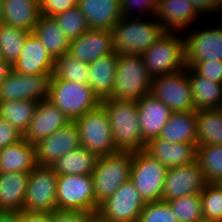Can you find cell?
Here are the masks:
<instances>
[{
    "mask_svg": "<svg viewBox=\"0 0 222 222\" xmlns=\"http://www.w3.org/2000/svg\"><path fill=\"white\" fill-rule=\"evenodd\" d=\"M52 74H20L12 70L0 84V102L46 100Z\"/></svg>",
    "mask_w": 222,
    "mask_h": 222,
    "instance_id": "obj_12",
    "label": "cell"
},
{
    "mask_svg": "<svg viewBox=\"0 0 222 222\" xmlns=\"http://www.w3.org/2000/svg\"><path fill=\"white\" fill-rule=\"evenodd\" d=\"M51 213H39V212H20L21 222H50Z\"/></svg>",
    "mask_w": 222,
    "mask_h": 222,
    "instance_id": "obj_47",
    "label": "cell"
},
{
    "mask_svg": "<svg viewBox=\"0 0 222 222\" xmlns=\"http://www.w3.org/2000/svg\"><path fill=\"white\" fill-rule=\"evenodd\" d=\"M0 222H21L20 213H0Z\"/></svg>",
    "mask_w": 222,
    "mask_h": 222,
    "instance_id": "obj_49",
    "label": "cell"
},
{
    "mask_svg": "<svg viewBox=\"0 0 222 222\" xmlns=\"http://www.w3.org/2000/svg\"><path fill=\"white\" fill-rule=\"evenodd\" d=\"M24 138L8 121L0 118V149L14 144Z\"/></svg>",
    "mask_w": 222,
    "mask_h": 222,
    "instance_id": "obj_44",
    "label": "cell"
},
{
    "mask_svg": "<svg viewBox=\"0 0 222 222\" xmlns=\"http://www.w3.org/2000/svg\"><path fill=\"white\" fill-rule=\"evenodd\" d=\"M190 68L210 81L222 83V61L220 60L195 62Z\"/></svg>",
    "mask_w": 222,
    "mask_h": 222,
    "instance_id": "obj_42",
    "label": "cell"
},
{
    "mask_svg": "<svg viewBox=\"0 0 222 222\" xmlns=\"http://www.w3.org/2000/svg\"><path fill=\"white\" fill-rule=\"evenodd\" d=\"M212 28H190L184 35L185 64L191 67L195 62L222 61V22Z\"/></svg>",
    "mask_w": 222,
    "mask_h": 222,
    "instance_id": "obj_14",
    "label": "cell"
},
{
    "mask_svg": "<svg viewBox=\"0 0 222 222\" xmlns=\"http://www.w3.org/2000/svg\"><path fill=\"white\" fill-rule=\"evenodd\" d=\"M207 183L196 161L168 168L162 201L167 202L183 196L200 194Z\"/></svg>",
    "mask_w": 222,
    "mask_h": 222,
    "instance_id": "obj_15",
    "label": "cell"
},
{
    "mask_svg": "<svg viewBox=\"0 0 222 222\" xmlns=\"http://www.w3.org/2000/svg\"><path fill=\"white\" fill-rule=\"evenodd\" d=\"M194 110L222 108V83L210 81L188 67Z\"/></svg>",
    "mask_w": 222,
    "mask_h": 222,
    "instance_id": "obj_28",
    "label": "cell"
},
{
    "mask_svg": "<svg viewBox=\"0 0 222 222\" xmlns=\"http://www.w3.org/2000/svg\"><path fill=\"white\" fill-rule=\"evenodd\" d=\"M75 6H77L76 0H39L41 14L48 17H54Z\"/></svg>",
    "mask_w": 222,
    "mask_h": 222,
    "instance_id": "obj_43",
    "label": "cell"
},
{
    "mask_svg": "<svg viewBox=\"0 0 222 222\" xmlns=\"http://www.w3.org/2000/svg\"><path fill=\"white\" fill-rule=\"evenodd\" d=\"M37 103L35 100L0 102V118L8 121L24 135L30 126Z\"/></svg>",
    "mask_w": 222,
    "mask_h": 222,
    "instance_id": "obj_33",
    "label": "cell"
},
{
    "mask_svg": "<svg viewBox=\"0 0 222 222\" xmlns=\"http://www.w3.org/2000/svg\"><path fill=\"white\" fill-rule=\"evenodd\" d=\"M1 7H2V0H0V24L2 23Z\"/></svg>",
    "mask_w": 222,
    "mask_h": 222,
    "instance_id": "obj_52",
    "label": "cell"
},
{
    "mask_svg": "<svg viewBox=\"0 0 222 222\" xmlns=\"http://www.w3.org/2000/svg\"><path fill=\"white\" fill-rule=\"evenodd\" d=\"M97 156L80 146L63 156H61L52 168L58 174L61 175H92L95 169Z\"/></svg>",
    "mask_w": 222,
    "mask_h": 222,
    "instance_id": "obj_31",
    "label": "cell"
},
{
    "mask_svg": "<svg viewBox=\"0 0 222 222\" xmlns=\"http://www.w3.org/2000/svg\"><path fill=\"white\" fill-rule=\"evenodd\" d=\"M94 213L57 210L51 213L50 222H88Z\"/></svg>",
    "mask_w": 222,
    "mask_h": 222,
    "instance_id": "obj_45",
    "label": "cell"
},
{
    "mask_svg": "<svg viewBox=\"0 0 222 222\" xmlns=\"http://www.w3.org/2000/svg\"><path fill=\"white\" fill-rule=\"evenodd\" d=\"M55 59L36 37L30 33L13 70L20 74H53Z\"/></svg>",
    "mask_w": 222,
    "mask_h": 222,
    "instance_id": "obj_21",
    "label": "cell"
},
{
    "mask_svg": "<svg viewBox=\"0 0 222 222\" xmlns=\"http://www.w3.org/2000/svg\"><path fill=\"white\" fill-rule=\"evenodd\" d=\"M146 202L129 180L102 202L97 213L110 222H137Z\"/></svg>",
    "mask_w": 222,
    "mask_h": 222,
    "instance_id": "obj_13",
    "label": "cell"
},
{
    "mask_svg": "<svg viewBox=\"0 0 222 222\" xmlns=\"http://www.w3.org/2000/svg\"><path fill=\"white\" fill-rule=\"evenodd\" d=\"M167 169L144 150L132 152L130 181L146 203L162 201Z\"/></svg>",
    "mask_w": 222,
    "mask_h": 222,
    "instance_id": "obj_8",
    "label": "cell"
},
{
    "mask_svg": "<svg viewBox=\"0 0 222 222\" xmlns=\"http://www.w3.org/2000/svg\"><path fill=\"white\" fill-rule=\"evenodd\" d=\"M152 79L140 55L119 54L114 89L108 99L138 101L150 93Z\"/></svg>",
    "mask_w": 222,
    "mask_h": 222,
    "instance_id": "obj_3",
    "label": "cell"
},
{
    "mask_svg": "<svg viewBox=\"0 0 222 222\" xmlns=\"http://www.w3.org/2000/svg\"><path fill=\"white\" fill-rule=\"evenodd\" d=\"M167 202L175 212L178 222L204 221L200 194L183 196Z\"/></svg>",
    "mask_w": 222,
    "mask_h": 222,
    "instance_id": "obj_37",
    "label": "cell"
},
{
    "mask_svg": "<svg viewBox=\"0 0 222 222\" xmlns=\"http://www.w3.org/2000/svg\"><path fill=\"white\" fill-rule=\"evenodd\" d=\"M196 110L172 112L158 138L172 143H196Z\"/></svg>",
    "mask_w": 222,
    "mask_h": 222,
    "instance_id": "obj_29",
    "label": "cell"
},
{
    "mask_svg": "<svg viewBox=\"0 0 222 222\" xmlns=\"http://www.w3.org/2000/svg\"><path fill=\"white\" fill-rule=\"evenodd\" d=\"M137 222H178L168 202H148L141 211Z\"/></svg>",
    "mask_w": 222,
    "mask_h": 222,
    "instance_id": "obj_40",
    "label": "cell"
},
{
    "mask_svg": "<svg viewBox=\"0 0 222 222\" xmlns=\"http://www.w3.org/2000/svg\"><path fill=\"white\" fill-rule=\"evenodd\" d=\"M156 2L157 0H121L122 17H134V11H138L135 17H141L144 12L147 13L146 15L155 16Z\"/></svg>",
    "mask_w": 222,
    "mask_h": 222,
    "instance_id": "obj_41",
    "label": "cell"
},
{
    "mask_svg": "<svg viewBox=\"0 0 222 222\" xmlns=\"http://www.w3.org/2000/svg\"><path fill=\"white\" fill-rule=\"evenodd\" d=\"M196 143L222 145V108L196 110Z\"/></svg>",
    "mask_w": 222,
    "mask_h": 222,
    "instance_id": "obj_32",
    "label": "cell"
},
{
    "mask_svg": "<svg viewBox=\"0 0 222 222\" xmlns=\"http://www.w3.org/2000/svg\"><path fill=\"white\" fill-rule=\"evenodd\" d=\"M113 52V35L109 30L88 29L69 42L68 54L88 64Z\"/></svg>",
    "mask_w": 222,
    "mask_h": 222,
    "instance_id": "obj_19",
    "label": "cell"
},
{
    "mask_svg": "<svg viewBox=\"0 0 222 222\" xmlns=\"http://www.w3.org/2000/svg\"><path fill=\"white\" fill-rule=\"evenodd\" d=\"M121 0H79L77 6L89 29L111 31L122 17Z\"/></svg>",
    "mask_w": 222,
    "mask_h": 222,
    "instance_id": "obj_23",
    "label": "cell"
},
{
    "mask_svg": "<svg viewBox=\"0 0 222 222\" xmlns=\"http://www.w3.org/2000/svg\"><path fill=\"white\" fill-rule=\"evenodd\" d=\"M88 222H110L103 217H101L98 213H94L89 219Z\"/></svg>",
    "mask_w": 222,
    "mask_h": 222,
    "instance_id": "obj_50",
    "label": "cell"
},
{
    "mask_svg": "<svg viewBox=\"0 0 222 222\" xmlns=\"http://www.w3.org/2000/svg\"><path fill=\"white\" fill-rule=\"evenodd\" d=\"M137 109L143 140L147 143L158 138L172 114L171 109L150 93L137 101Z\"/></svg>",
    "mask_w": 222,
    "mask_h": 222,
    "instance_id": "obj_20",
    "label": "cell"
},
{
    "mask_svg": "<svg viewBox=\"0 0 222 222\" xmlns=\"http://www.w3.org/2000/svg\"><path fill=\"white\" fill-rule=\"evenodd\" d=\"M153 18L121 17L111 30L114 52L133 55L144 53L165 32L155 16Z\"/></svg>",
    "mask_w": 222,
    "mask_h": 222,
    "instance_id": "obj_2",
    "label": "cell"
},
{
    "mask_svg": "<svg viewBox=\"0 0 222 222\" xmlns=\"http://www.w3.org/2000/svg\"><path fill=\"white\" fill-rule=\"evenodd\" d=\"M192 2L196 11L201 15L207 13H216L218 11L221 14L222 0H189Z\"/></svg>",
    "mask_w": 222,
    "mask_h": 222,
    "instance_id": "obj_46",
    "label": "cell"
},
{
    "mask_svg": "<svg viewBox=\"0 0 222 222\" xmlns=\"http://www.w3.org/2000/svg\"><path fill=\"white\" fill-rule=\"evenodd\" d=\"M29 172L0 173V213L24 210Z\"/></svg>",
    "mask_w": 222,
    "mask_h": 222,
    "instance_id": "obj_25",
    "label": "cell"
},
{
    "mask_svg": "<svg viewBox=\"0 0 222 222\" xmlns=\"http://www.w3.org/2000/svg\"><path fill=\"white\" fill-rule=\"evenodd\" d=\"M33 34L38 37L54 59L68 53L69 41L54 17L41 14L34 27Z\"/></svg>",
    "mask_w": 222,
    "mask_h": 222,
    "instance_id": "obj_30",
    "label": "cell"
},
{
    "mask_svg": "<svg viewBox=\"0 0 222 222\" xmlns=\"http://www.w3.org/2000/svg\"><path fill=\"white\" fill-rule=\"evenodd\" d=\"M12 70L13 67L10 63L0 59V84L4 81V79L9 75Z\"/></svg>",
    "mask_w": 222,
    "mask_h": 222,
    "instance_id": "obj_48",
    "label": "cell"
},
{
    "mask_svg": "<svg viewBox=\"0 0 222 222\" xmlns=\"http://www.w3.org/2000/svg\"><path fill=\"white\" fill-rule=\"evenodd\" d=\"M31 32L0 24V59L12 66L18 60L27 36Z\"/></svg>",
    "mask_w": 222,
    "mask_h": 222,
    "instance_id": "obj_34",
    "label": "cell"
},
{
    "mask_svg": "<svg viewBox=\"0 0 222 222\" xmlns=\"http://www.w3.org/2000/svg\"><path fill=\"white\" fill-rule=\"evenodd\" d=\"M57 210L96 213L92 175L58 176Z\"/></svg>",
    "mask_w": 222,
    "mask_h": 222,
    "instance_id": "obj_10",
    "label": "cell"
},
{
    "mask_svg": "<svg viewBox=\"0 0 222 222\" xmlns=\"http://www.w3.org/2000/svg\"><path fill=\"white\" fill-rule=\"evenodd\" d=\"M58 174L52 167L37 165L29 172L24 211L53 213L57 211L56 190Z\"/></svg>",
    "mask_w": 222,
    "mask_h": 222,
    "instance_id": "obj_9",
    "label": "cell"
},
{
    "mask_svg": "<svg viewBox=\"0 0 222 222\" xmlns=\"http://www.w3.org/2000/svg\"><path fill=\"white\" fill-rule=\"evenodd\" d=\"M2 23L33 32L41 16L39 0H2Z\"/></svg>",
    "mask_w": 222,
    "mask_h": 222,
    "instance_id": "obj_26",
    "label": "cell"
},
{
    "mask_svg": "<svg viewBox=\"0 0 222 222\" xmlns=\"http://www.w3.org/2000/svg\"><path fill=\"white\" fill-rule=\"evenodd\" d=\"M36 166V146L24 138L0 149V173L30 172Z\"/></svg>",
    "mask_w": 222,
    "mask_h": 222,
    "instance_id": "obj_27",
    "label": "cell"
},
{
    "mask_svg": "<svg viewBox=\"0 0 222 222\" xmlns=\"http://www.w3.org/2000/svg\"><path fill=\"white\" fill-rule=\"evenodd\" d=\"M204 221L222 222V189L207 183L200 193Z\"/></svg>",
    "mask_w": 222,
    "mask_h": 222,
    "instance_id": "obj_39",
    "label": "cell"
},
{
    "mask_svg": "<svg viewBox=\"0 0 222 222\" xmlns=\"http://www.w3.org/2000/svg\"><path fill=\"white\" fill-rule=\"evenodd\" d=\"M68 41L77 39L89 29L87 21L78 6L54 16Z\"/></svg>",
    "mask_w": 222,
    "mask_h": 222,
    "instance_id": "obj_38",
    "label": "cell"
},
{
    "mask_svg": "<svg viewBox=\"0 0 222 222\" xmlns=\"http://www.w3.org/2000/svg\"><path fill=\"white\" fill-rule=\"evenodd\" d=\"M74 122L79 132L81 146L97 157L112 155L119 151L114 144L108 114L101 104Z\"/></svg>",
    "mask_w": 222,
    "mask_h": 222,
    "instance_id": "obj_7",
    "label": "cell"
},
{
    "mask_svg": "<svg viewBox=\"0 0 222 222\" xmlns=\"http://www.w3.org/2000/svg\"><path fill=\"white\" fill-rule=\"evenodd\" d=\"M118 53H110L89 63L88 85L99 100L107 99L114 89Z\"/></svg>",
    "mask_w": 222,
    "mask_h": 222,
    "instance_id": "obj_24",
    "label": "cell"
},
{
    "mask_svg": "<svg viewBox=\"0 0 222 222\" xmlns=\"http://www.w3.org/2000/svg\"><path fill=\"white\" fill-rule=\"evenodd\" d=\"M35 146L36 164L52 167L61 156L81 146L75 122H69Z\"/></svg>",
    "mask_w": 222,
    "mask_h": 222,
    "instance_id": "obj_16",
    "label": "cell"
},
{
    "mask_svg": "<svg viewBox=\"0 0 222 222\" xmlns=\"http://www.w3.org/2000/svg\"><path fill=\"white\" fill-rule=\"evenodd\" d=\"M106 110L115 147L119 151L144 150L146 142L141 135L137 101L104 99L100 103Z\"/></svg>",
    "mask_w": 222,
    "mask_h": 222,
    "instance_id": "obj_1",
    "label": "cell"
},
{
    "mask_svg": "<svg viewBox=\"0 0 222 222\" xmlns=\"http://www.w3.org/2000/svg\"><path fill=\"white\" fill-rule=\"evenodd\" d=\"M150 94L165 103L172 112L194 110L188 67L153 78Z\"/></svg>",
    "mask_w": 222,
    "mask_h": 222,
    "instance_id": "obj_11",
    "label": "cell"
},
{
    "mask_svg": "<svg viewBox=\"0 0 222 222\" xmlns=\"http://www.w3.org/2000/svg\"><path fill=\"white\" fill-rule=\"evenodd\" d=\"M215 185H217L220 189H222V176L218 178L215 182H213Z\"/></svg>",
    "mask_w": 222,
    "mask_h": 222,
    "instance_id": "obj_51",
    "label": "cell"
},
{
    "mask_svg": "<svg viewBox=\"0 0 222 222\" xmlns=\"http://www.w3.org/2000/svg\"><path fill=\"white\" fill-rule=\"evenodd\" d=\"M196 162L206 181L215 182L222 176V145H197Z\"/></svg>",
    "mask_w": 222,
    "mask_h": 222,
    "instance_id": "obj_35",
    "label": "cell"
},
{
    "mask_svg": "<svg viewBox=\"0 0 222 222\" xmlns=\"http://www.w3.org/2000/svg\"><path fill=\"white\" fill-rule=\"evenodd\" d=\"M88 67L87 62L73 58L67 53L55 59L52 77L88 84Z\"/></svg>",
    "mask_w": 222,
    "mask_h": 222,
    "instance_id": "obj_36",
    "label": "cell"
},
{
    "mask_svg": "<svg viewBox=\"0 0 222 222\" xmlns=\"http://www.w3.org/2000/svg\"><path fill=\"white\" fill-rule=\"evenodd\" d=\"M132 152L118 151L97 158L92 172L96 213L99 205L112 196L117 189L130 180Z\"/></svg>",
    "mask_w": 222,
    "mask_h": 222,
    "instance_id": "obj_4",
    "label": "cell"
},
{
    "mask_svg": "<svg viewBox=\"0 0 222 222\" xmlns=\"http://www.w3.org/2000/svg\"><path fill=\"white\" fill-rule=\"evenodd\" d=\"M196 148L197 143H172L153 138L146 143L144 151L167 168H173L196 161Z\"/></svg>",
    "mask_w": 222,
    "mask_h": 222,
    "instance_id": "obj_22",
    "label": "cell"
},
{
    "mask_svg": "<svg viewBox=\"0 0 222 222\" xmlns=\"http://www.w3.org/2000/svg\"><path fill=\"white\" fill-rule=\"evenodd\" d=\"M48 100L70 121L82 117L101 103L88 84L71 82L58 77H51Z\"/></svg>",
    "mask_w": 222,
    "mask_h": 222,
    "instance_id": "obj_6",
    "label": "cell"
},
{
    "mask_svg": "<svg viewBox=\"0 0 222 222\" xmlns=\"http://www.w3.org/2000/svg\"><path fill=\"white\" fill-rule=\"evenodd\" d=\"M180 34L179 32H164L155 43L140 55L152 78L186 68L185 40L184 35ZM182 35L183 37H180Z\"/></svg>",
    "mask_w": 222,
    "mask_h": 222,
    "instance_id": "obj_5",
    "label": "cell"
},
{
    "mask_svg": "<svg viewBox=\"0 0 222 222\" xmlns=\"http://www.w3.org/2000/svg\"><path fill=\"white\" fill-rule=\"evenodd\" d=\"M69 122L70 119L48 99L38 101L24 139L36 145Z\"/></svg>",
    "mask_w": 222,
    "mask_h": 222,
    "instance_id": "obj_17",
    "label": "cell"
},
{
    "mask_svg": "<svg viewBox=\"0 0 222 222\" xmlns=\"http://www.w3.org/2000/svg\"><path fill=\"white\" fill-rule=\"evenodd\" d=\"M200 14L189 0H157L155 18L165 32H187ZM183 31V32H182Z\"/></svg>",
    "mask_w": 222,
    "mask_h": 222,
    "instance_id": "obj_18",
    "label": "cell"
}]
</instances>
